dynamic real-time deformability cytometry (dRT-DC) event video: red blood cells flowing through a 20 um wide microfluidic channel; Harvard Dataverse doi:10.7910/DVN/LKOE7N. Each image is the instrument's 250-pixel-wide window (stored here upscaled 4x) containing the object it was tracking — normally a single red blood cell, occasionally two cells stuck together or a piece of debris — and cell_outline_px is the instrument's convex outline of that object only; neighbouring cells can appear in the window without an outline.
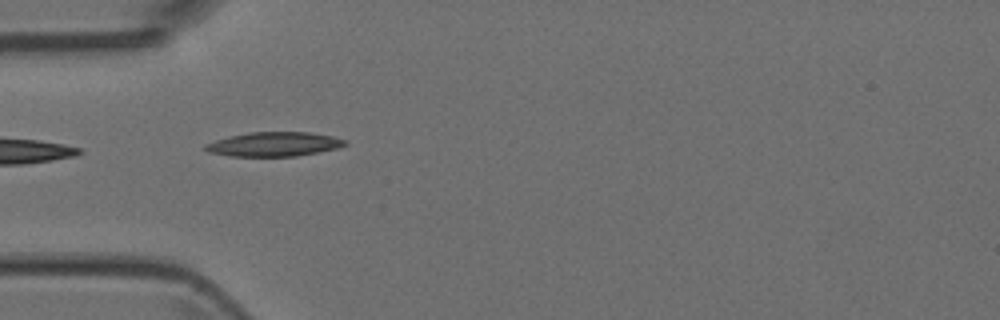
{"species": "Egyptian fruit bat (a non-hibernating species)", "species_latin": "Rousettus aegyptiacus", "temperature_condition": "room temperature", "stored_images_in_passage": 4, "camera_frame_rate_fps": 3000, "um_per_image_px": 0.085, "animal": {"sex": "female"}, "frame": {"image": 1, "passage_image": 1, "time_ms": 0.0, "image_size_px": [1000, 320], "cell_outline_px": [[348, 144], [336, 148], [296, 156], [228, 156], [208, 152], [204, 148], [204, 144], [228, 136], [248, 132], [308, 132], [332, 136], [348, 140]], "centroid_in_image_um": [23.27, 12.25], "position_along_channel_um": 61.7, "area_um2": 19.77}}